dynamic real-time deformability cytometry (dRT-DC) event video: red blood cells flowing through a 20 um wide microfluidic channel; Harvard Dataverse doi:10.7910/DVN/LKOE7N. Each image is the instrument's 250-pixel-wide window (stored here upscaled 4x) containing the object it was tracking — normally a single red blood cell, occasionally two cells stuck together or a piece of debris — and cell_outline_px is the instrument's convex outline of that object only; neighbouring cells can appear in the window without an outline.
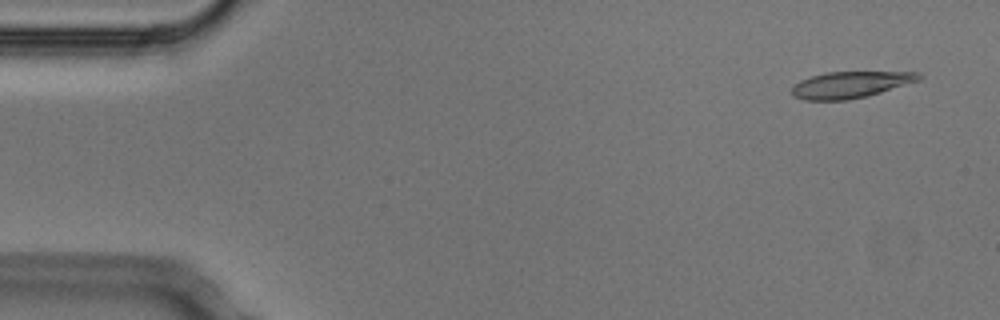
{"species": "Egyptian fruit bat (a non-hibernating species)", "species_latin": "Rousettus aegyptiacus", "temperature_condition": "cold", "stored_images_in_passage": 4, "camera_frame_rate_fps": 3000, "um_per_image_px": 0.085, "animal": {"sex": "male"}, "frame": {"image": 1, "passage_image": 1, "time_ms": 0.0, "image_size_px": [1000, 320], "cell_outline_px": [[924, 76], [920, 80], [868, 96], [848, 100], [804, 100], [792, 96], [792, 88], [800, 80], [824, 72], [920, 72]], "centroid_in_image_um": [72.3, 7.2], "position_along_channel_um": 12.7, "area_um2": 19.65}}
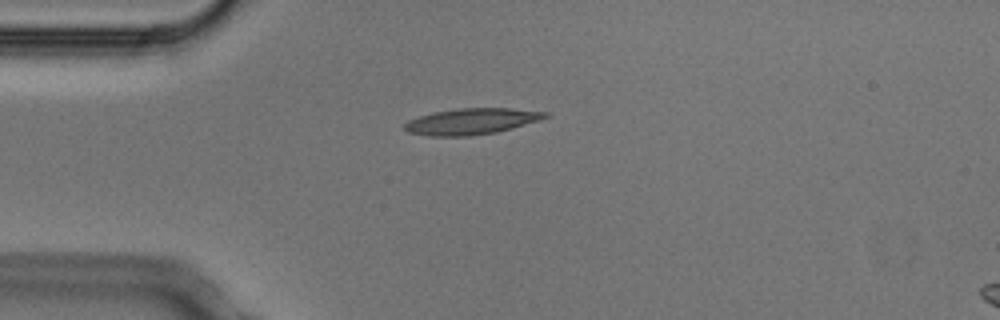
{"frame": {"image": 2, "passage_image": 4, "time_ms": 1.0, "image_size_px": [1000, 320], "cell_outline_px": [[548, 116], [540, 120], [512, 128], [496, 132], [468, 136], [428, 136], [408, 132], [404, 128], [404, 124], [408, 120], [432, 112], [456, 108], [512, 108], [548, 112]], "centroid_in_image_um": [40.06, 10.31], "position_along_channel_um": 44.9, "area_um2": 21.44}}